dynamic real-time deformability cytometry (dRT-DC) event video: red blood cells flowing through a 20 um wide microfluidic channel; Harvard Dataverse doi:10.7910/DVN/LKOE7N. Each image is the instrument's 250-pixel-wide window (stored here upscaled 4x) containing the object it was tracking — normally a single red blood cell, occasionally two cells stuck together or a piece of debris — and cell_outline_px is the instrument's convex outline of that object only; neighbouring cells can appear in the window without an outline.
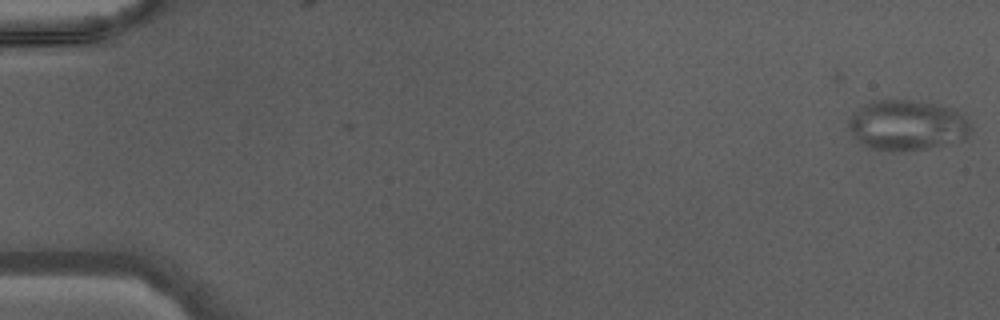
{"species": "Egyptian fruit bat (a non-hibernating species)", "species_latin": "Rousettus aegyptiacus", "temperature_condition": "warm", "stored_images_in_passage": 3, "camera_frame_rate_fps": 3000, "um_per_image_px": 0.085, "animal": {"sex": "male"}, "frame": {"image": 1, "passage_image": 3, "time_ms": 0.667, "image_size_px": [1000, 320], "cell_outline_px": [[972, 132], [964, 140], [928, 148], [872, 148], [860, 144], [848, 128], [848, 120], [860, 108], [872, 100], [912, 100], [940, 104], [956, 108], [964, 112], [972, 124]], "centroid_in_image_um": [77.21, 10.59], "position_along_channel_um": 7.8, "area_um2": 35.78}}